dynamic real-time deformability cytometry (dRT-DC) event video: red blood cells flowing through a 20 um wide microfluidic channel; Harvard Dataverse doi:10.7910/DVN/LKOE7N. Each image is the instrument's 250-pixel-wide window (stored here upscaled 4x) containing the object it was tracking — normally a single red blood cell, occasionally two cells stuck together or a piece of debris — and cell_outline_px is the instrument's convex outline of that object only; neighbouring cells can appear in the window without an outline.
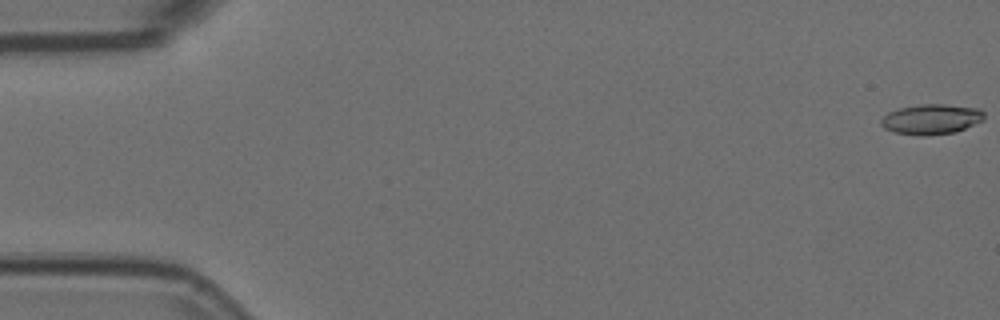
{"species": "Egyptian fruit bat (a non-hibernating species)", "species_latin": "Rousettus aegyptiacus", "temperature_condition": "room temperature", "stored_images_in_passage": 55, "camera_frame_rate_fps": 3000, "um_per_image_px": 0.085, "animal": {"sex": "female"}, "frame": {"image": 1, "passage_image": 1, "time_ms": 0.0, "image_size_px": [1000, 320], "cell_outline_px": [[984, 120], [956, 132], [924, 136], [920, 136], [896, 132], [884, 128], [880, 124], [880, 120], [888, 112], [900, 108], [920, 104], [944, 104], [980, 108], [984, 112]], "centroid_in_image_um": [79.18, 10.13], "position_along_channel_um": 5.8, "area_um2": 18.21}}
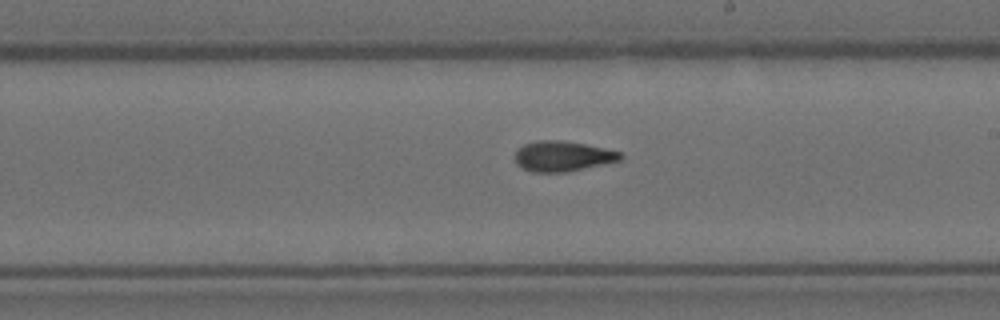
{"frame": {"image": 2, "passage_image": 32, "time_ms": 10.333, "image_size_px": [1000, 320], "cell_outline_px": [[624, 156], [620, 160], [568, 172], [532, 172], [520, 168], [516, 164], [516, 152], [524, 144], [536, 140], [560, 140], [584, 144], [604, 148], [620, 152]], "centroid_in_image_um": [47.8, 13.28], "position_along_channel_um": 241.2, "area_um2": 18.55}}
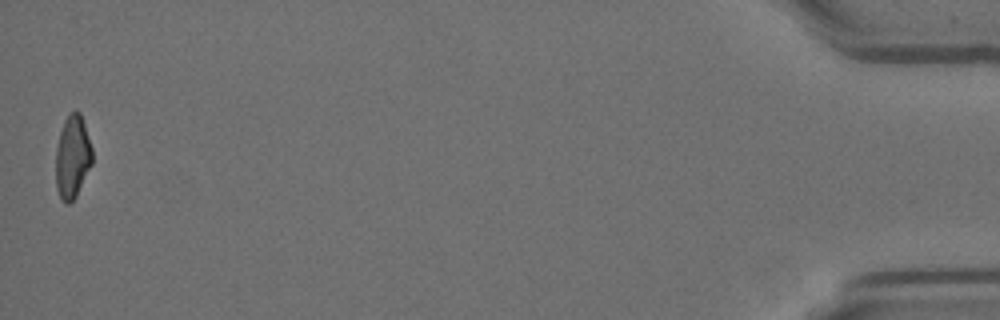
{"frame": {"image": 3, "passage_image": 55, "time_ms": 18.0, "image_size_px": [1000, 320], "cell_outline_px": [[92, 164], [76, 196], [68, 204], [64, 204], [56, 188], [56, 148], [60, 132], [64, 120], [72, 112], [80, 112], [92, 148]], "centroid_in_image_um": [6.16, 13.36], "position_along_channel_um": 429.0, "area_um2": 17.46}, "authors_computed_cell_mechanics": {"area_um2": 18.4382, "velocity_mm_per_s": 3.7178, "shape_relaxation_time_tau1_ms": 6.2547, "shape_relaxation_time_tau2_ms": 2.8388, "deformation_change_tau1": 0.1895, "deformation_change_tau2": 0.1019}}